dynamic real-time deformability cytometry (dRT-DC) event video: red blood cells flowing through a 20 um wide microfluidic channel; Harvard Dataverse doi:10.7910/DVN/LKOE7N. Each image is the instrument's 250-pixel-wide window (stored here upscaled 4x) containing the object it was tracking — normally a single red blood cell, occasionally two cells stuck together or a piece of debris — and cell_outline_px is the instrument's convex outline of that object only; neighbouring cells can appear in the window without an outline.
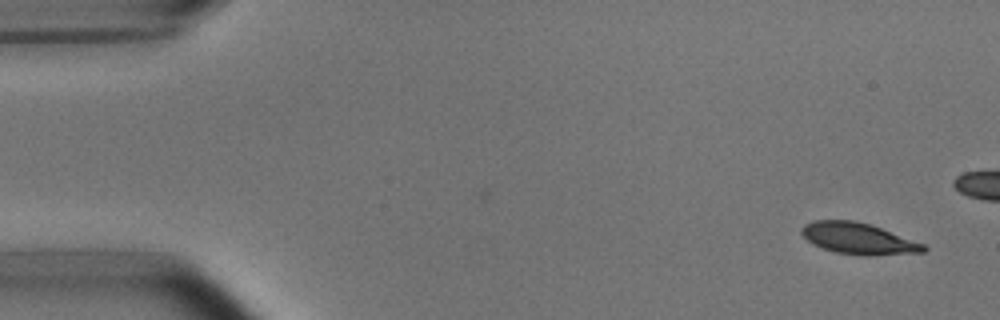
{"species": "common noctule bat (a hibernating species)", "species_latin": "Nyctalus noctula", "temperature_condition": "room temperature", "stored_images_in_passage": 4, "camera_frame_rate_fps": 3000, "um_per_image_px": 0.085, "animal": {"sex": "male", "body_mass_g": 15.6}, "frame": {"image": 1, "passage_image": 1, "time_ms": 0.0, "image_size_px": [1000, 320], "cell_outline_px": [[928, 248], [924, 252], [872, 256], [860, 256], [836, 252], [812, 244], [800, 232], [800, 228], [804, 224], [812, 220], [852, 220], [872, 224], [924, 244]], "centroid_in_image_um": [72.96, 20.27], "position_along_channel_um": 12.0, "area_um2": 22.48}}